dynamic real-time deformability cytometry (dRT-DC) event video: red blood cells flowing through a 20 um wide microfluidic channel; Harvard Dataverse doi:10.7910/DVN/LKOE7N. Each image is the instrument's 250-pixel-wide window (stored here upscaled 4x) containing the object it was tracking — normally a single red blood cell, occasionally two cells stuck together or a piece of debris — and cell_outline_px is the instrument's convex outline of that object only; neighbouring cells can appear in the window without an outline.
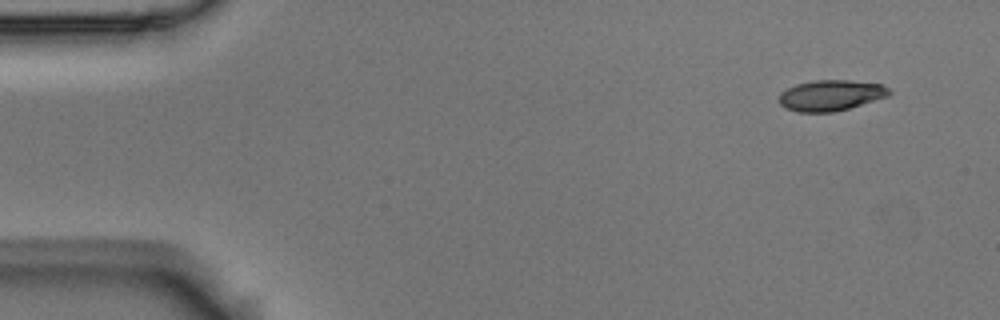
{"species": "Egyptian fruit bat (a non-hibernating species)", "species_latin": "Rousettus aegyptiacus", "temperature_condition": "room temperature", "stored_images_in_passage": 4, "camera_frame_rate_fps": 3000, "um_per_image_px": 0.085, "animal": {"sex": "male"}, "frame": {"image": 1, "passage_image": 1, "time_ms": 0.0, "image_size_px": [1000, 320], "cell_outline_px": [[892, 92], [888, 96], [848, 108], [832, 112], [796, 112], [780, 104], [780, 92], [796, 84], [812, 80], [848, 80], [884, 84], [892, 88]], "centroid_in_image_um": [70.66, 8.09], "position_along_channel_um": 14.3, "area_um2": 19.77}}
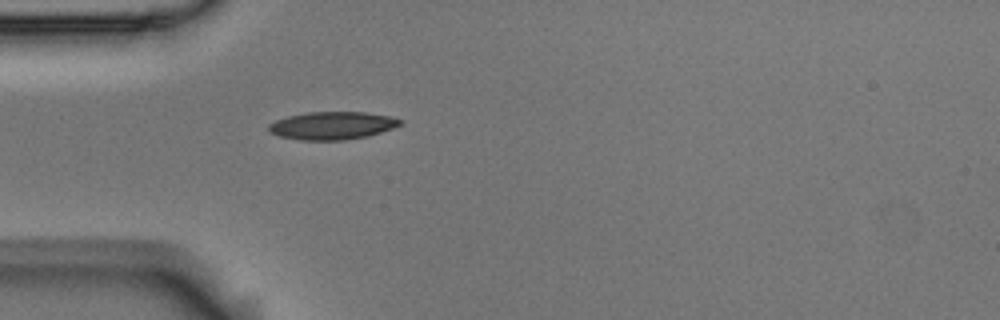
{"frame": {"image": 2, "passage_image": 4, "time_ms": 1.0, "image_size_px": [1000, 320], "cell_outline_px": [[400, 124], [392, 128], [368, 136], [344, 140], [300, 140], [280, 136], [268, 132], [268, 124], [276, 120], [288, 116], [308, 112], [364, 112], [388, 116], [400, 120]], "centroid_in_image_um": [28.17, 10.68], "position_along_channel_um": 56.8, "area_um2": 21.1}}